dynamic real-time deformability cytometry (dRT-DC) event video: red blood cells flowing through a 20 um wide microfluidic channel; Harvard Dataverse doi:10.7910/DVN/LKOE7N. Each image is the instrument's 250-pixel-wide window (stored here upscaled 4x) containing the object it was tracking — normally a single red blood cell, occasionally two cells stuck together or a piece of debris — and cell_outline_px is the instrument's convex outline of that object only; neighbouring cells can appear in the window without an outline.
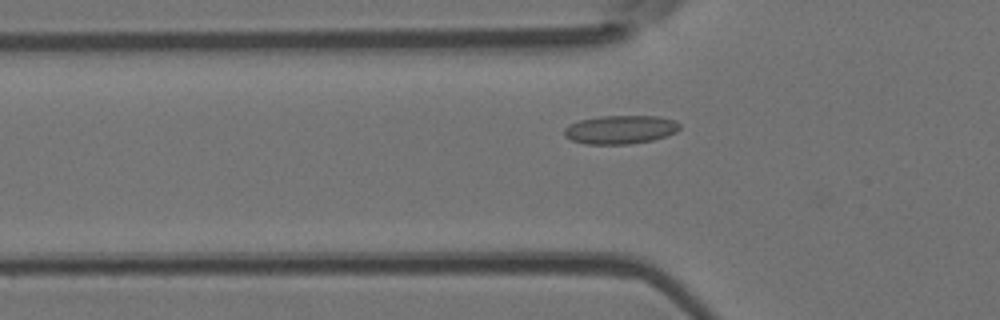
{"species": "Egyptian fruit bat (a non-hibernating species)", "species_latin": "Rousettus aegyptiacus", "temperature_condition": "room temperature", "stored_images_in_passage": 26, "camera_frame_rate_fps": 3000, "um_per_image_px": 0.085, "animal": {"sex": "female"}, "frame": {"image": 1, "passage_image": 9, "time_ms": 2.667, "image_size_px": [1000, 320], "cell_outline_px": [[680, 128], [676, 132], [652, 140], [628, 144], [584, 144], [572, 140], [564, 136], [564, 128], [568, 124], [580, 120], [600, 116], [660, 116], [676, 120], [680, 124]], "centroid_in_image_um": [52.72, 11.01], "position_along_channel_um": 73.1, "area_um2": 19.31}}
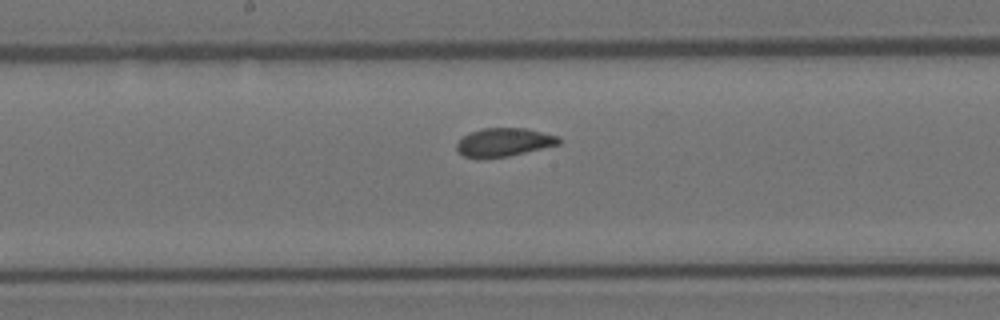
{"frame": {"image": 2, "passage_image": 19, "time_ms": 6.0, "image_size_px": [1000, 320], "cell_outline_px": [[560, 144], [508, 156], [464, 156], [456, 152], [456, 144], [464, 136], [472, 132], [484, 128], [524, 128], [560, 136]], "centroid_in_image_um": [42.86, 12.07], "position_along_channel_um": 205.3, "area_um2": 16.42}}
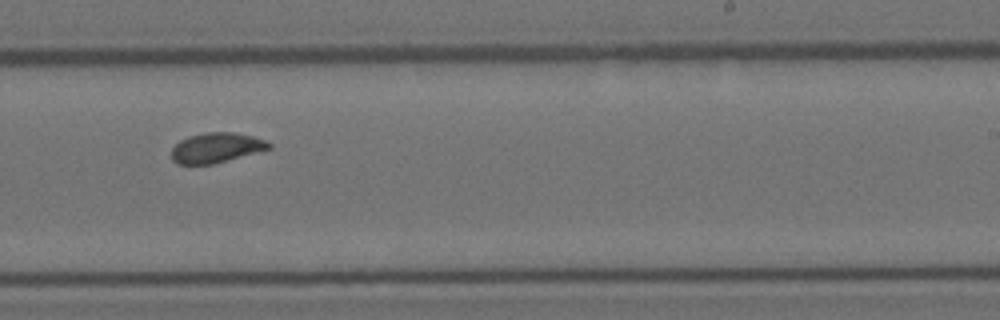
{"frame": {"image": 3, "passage_image": 24, "time_ms": 7.667, "image_size_px": [1000, 320], "cell_outline_px": [[272, 148], [212, 164], [176, 164], [172, 160], [172, 148], [180, 140], [188, 136], [208, 132], [236, 132], [252, 136], [264, 140], [272, 144]], "centroid_in_image_um": [18.37, 12.55], "position_along_channel_um": 270.6, "area_um2": 16.94}}